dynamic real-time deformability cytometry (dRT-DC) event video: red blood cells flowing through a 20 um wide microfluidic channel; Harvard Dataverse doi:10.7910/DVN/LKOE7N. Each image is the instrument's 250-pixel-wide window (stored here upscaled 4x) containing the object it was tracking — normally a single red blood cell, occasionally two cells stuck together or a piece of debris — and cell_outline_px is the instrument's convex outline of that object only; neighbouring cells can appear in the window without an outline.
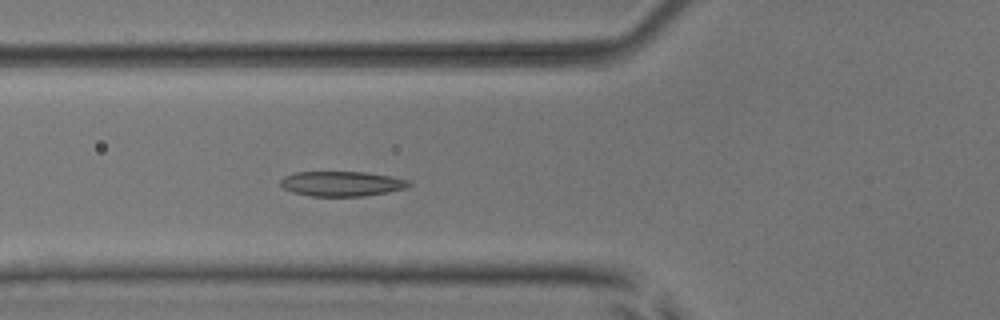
{"species": "common noctule bat (a hibernating species)", "species_latin": "Nyctalus noctula", "temperature_condition": "room temperature", "stored_images_in_passage": 5, "camera_frame_rate_fps": 3000, "um_per_image_px": 0.085, "animal": {"sex": "male", "body_mass_g": 17.9, "forearm_length_mm": 54.2}, "frame": {"image": 1, "passage_image": 5, "time_ms": 5.333, "image_size_px": [1000, 320], "cell_outline_px": [[412, 184], [404, 188], [388, 192], [364, 196], [312, 196], [292, 192], [284, 188], [280, 184], [280, 180], [284, 176], [296, 172], [364, 172], [392, 176], [408, 180]], "centroid_in_image_um": [29.04, 15.61], "position_along_channel_um": 96.8, "area_um2": 18.61}}